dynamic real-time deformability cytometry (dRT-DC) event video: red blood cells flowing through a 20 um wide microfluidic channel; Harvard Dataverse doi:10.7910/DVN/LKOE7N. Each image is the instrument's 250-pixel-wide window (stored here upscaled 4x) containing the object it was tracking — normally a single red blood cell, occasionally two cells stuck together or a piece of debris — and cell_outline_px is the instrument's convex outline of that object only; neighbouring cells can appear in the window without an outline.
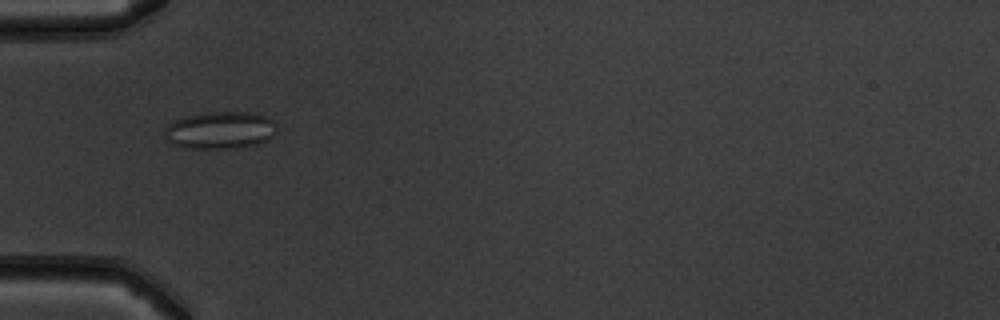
{"species": "common noctule bat (a hibernating species)", "species_latin": "Nyctalus noctula", "temperature_condition": "warm", "stored_images_in_passage": 31, "camera_frame_rate_fps": 3000, "um_per_image_px": 0.085, "animal": {"sex": "male", "body_mass_g": 19.5, "forearm_length_mm": 54.6}, "frame": {"image": 1, "passage_image": 2, "time_ms": 0.333, "image_size_px": [1000, 320], "cell_outline_px": [[276, 132], [268, 140], [256, 144], [240, 148], [184, 148], [172, 144], [164, 136], [164, 128], [172, 120], [188, 116], [208, 112], [252, 112], [268, 116], [276, 120]], "centroid_in_image_um": [18.74, 11.06], "position_along_channel_um": 66.3, "area_um2": 24.8}}
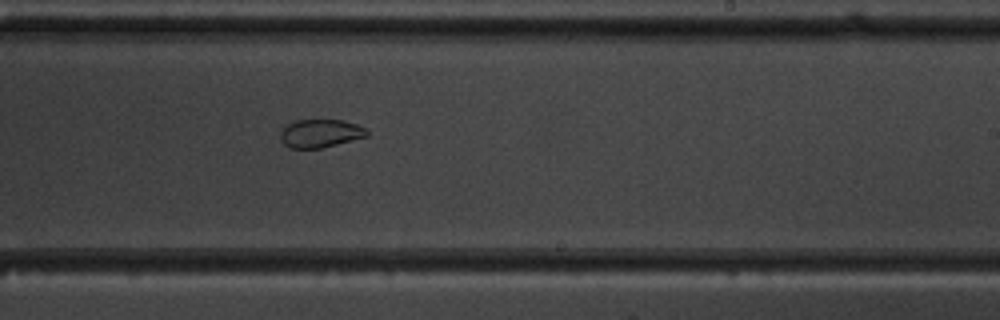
{"frame": {"image": 2, "passage_image": 17, "time_ms": 5.333, "image_size_px": [1000, 320], "cell_outline_px": [[368, 136], [320, 148], [288, 148], [284, 144], [280, 136], [280, 132], [288, 124], [296, 120], [340, 120], [356, 124], [364, 128], [368, 132]], "centroid_in_image_um": [27.21, 11.34], "position_along_channel_um": 261.8, "area_um2": 13.99}}
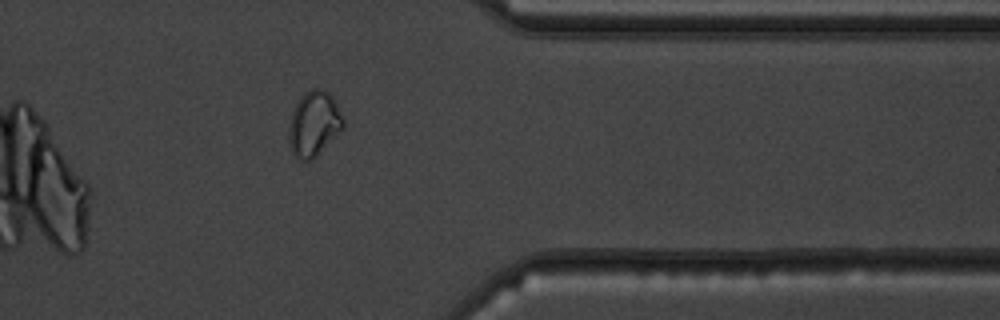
{"frame": {"image": 3, "passage_image": 27, "time_ms": 8.667, "image_size_px": [1000, 320], "cell_outline_px": [[344, 128], [312, 160], [300, 160], [292, 152], [288, 140], [288, 128], [292, 112], [300, 96], [304, 92], [312, 88], [324, 88], [332, 96], [344, 120]], "centroid_in_image_um": [26.68, 10.5], "position_along_channel_um": 384.7, "area_um2": 20.69}, "authors_computed_cell_mechanics": {"area_um2": 16.762, "velocity_mm_per_s": 3.9493, "shape_relaxation_time_tau1_ms": null, "shape_relaxation_time_tau2_ms": 1.0955, "deformation_change_tau1": null, "deformation_change_tau2": 0.0626}}